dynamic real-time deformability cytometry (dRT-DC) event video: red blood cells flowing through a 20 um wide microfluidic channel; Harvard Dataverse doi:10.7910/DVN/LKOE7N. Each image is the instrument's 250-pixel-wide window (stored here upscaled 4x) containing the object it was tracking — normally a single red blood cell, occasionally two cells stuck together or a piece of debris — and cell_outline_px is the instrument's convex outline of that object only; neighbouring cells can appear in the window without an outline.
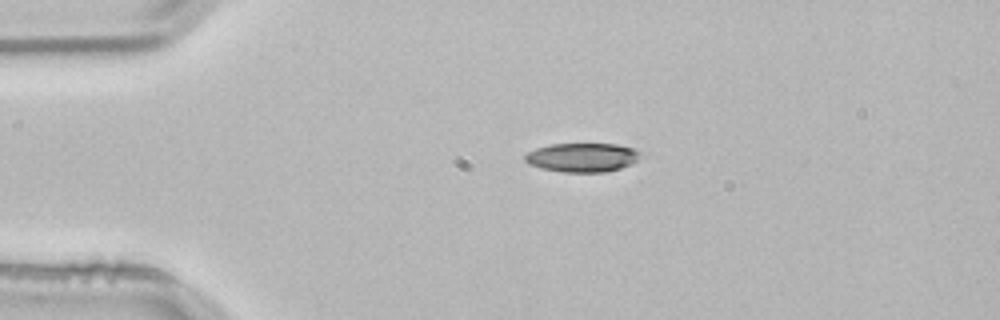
{"species": "common noctule bat (a hibernating species)", "species_latin": "Nyctalus noctula", "temperature_condition": "room temperature", "stored_images_in_passage": 2, "camera_frame_rate_fps": 3000, "um_per_image_px": 0.085, "animal": {"sex": "male", "body_mass_g": 21.5, "forearm_length_mm": 52.0}, "frame": {"image": 1, "passage_image": 1, "time_ms": 0.0, "image_size_px": [1000, 320], "cell_outline_px": [[640, 152], [636, 160], [632, 164], [620, 168], [604, 172], [560, 172], [540, 168], [528, 164], [524, 160], [524, 156], [528, 152], [536, 148], [552, 144], [616, 144], [632, 148]], "centroid_in_image_um": [49.44, 13.39], "position_along_channel_um": 35.6, "area_um2": 19.42}}